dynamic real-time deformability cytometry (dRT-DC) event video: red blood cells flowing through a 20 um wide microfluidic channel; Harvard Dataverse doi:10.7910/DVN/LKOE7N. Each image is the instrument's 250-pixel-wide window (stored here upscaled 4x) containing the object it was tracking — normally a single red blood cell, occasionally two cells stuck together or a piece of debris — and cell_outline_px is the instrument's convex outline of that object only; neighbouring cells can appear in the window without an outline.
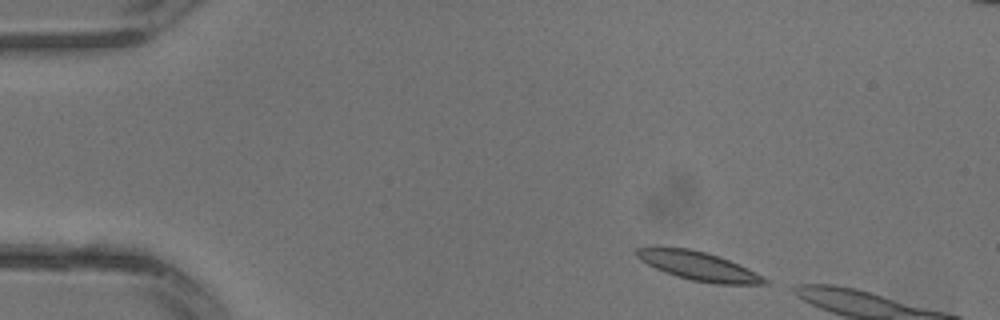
{"species": "common noctule bat (a hibernating species)", "species_latin": "Nyctalus noctula", "temperature_condition": "warm", "stored_images_in_passage": 6, "camera_frame_rate_fps": 3000, "um_per_image_px": 0.085, "animal": {"sex": "male", "body_mass_g": 13.3}, "frame": {"image": 1, "passage_image": 1, "time_ms": 0.0, "image_size_px": [1000, 320], "cell_outline_px": [[768, 284], [716, 284], [692, 280], [676, 276], [656, 268], [640, 260], [636, 256], [636, 248], [656, 244], [688, 248], [720, 256], [748, 268], [764, 276], [768, 280]], "centroid_in_image_um": [59.32, 22.57], "position_along_channel_um": 25.7, "area_um2": 21.85}}